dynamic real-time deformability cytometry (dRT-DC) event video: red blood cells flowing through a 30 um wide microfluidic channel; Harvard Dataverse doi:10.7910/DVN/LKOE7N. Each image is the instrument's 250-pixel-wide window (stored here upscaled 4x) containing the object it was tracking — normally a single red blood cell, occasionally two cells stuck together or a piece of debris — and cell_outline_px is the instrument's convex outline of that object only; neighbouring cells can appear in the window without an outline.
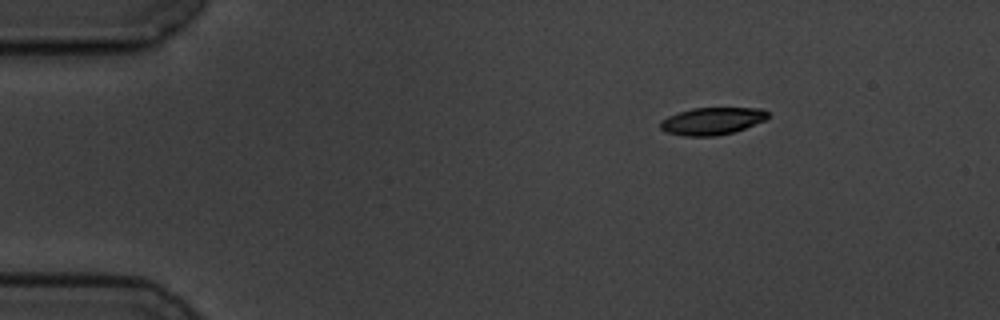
{"species": "common noctule bat (a hibernating species)", "species_latin": "Nyctalus noctula", "temperature_condition": "cold", "stored_images_in_passage": 4, "camera_frame_rate_fps": 3000, "um_per_image_px": 0.085, "animal": {"sex": "male", "body_mass_g": 19.5, "forearm_length_mm": 54.6}, "frame": {"image": 1, "passage_image": 1, "time_ms": 0.0, "image_size_px": [1000, 320], "cell_outline_px": [[768, 120], [732, 132], [716, 136], [684, 136], [668, 132], [660, 128], [660, 120], [668, 116], [692, 108], [764, 108], [768, 112]], "centroid_in_image_um": [60.56, 10.28], "position_along_channel_um": 24.4, "area_um2": 17.11}}
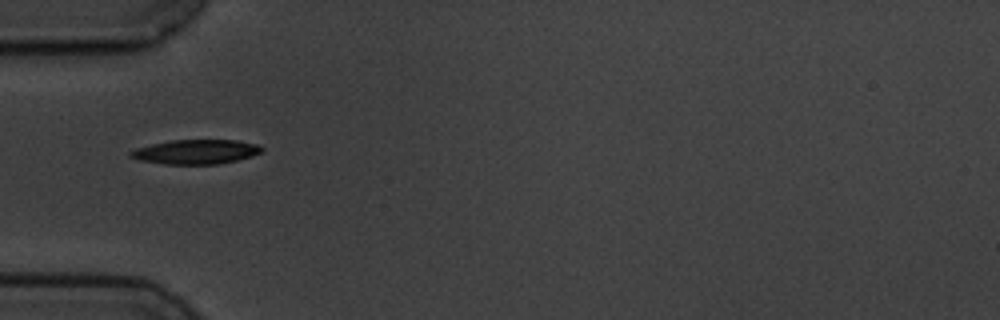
{"frame": {"image": 2, "passage_image": 4, "time_ms": 3.333, "image_size_px": [1000, 320], "cell_outline_px": [[264, 152], [252, 156], [236, 160], [216, 164], [164, 164], [140, 160], [128, 156], [128, 152], [136, 148], [152, 144], [172, 140], [236, 140], [256, 144], [264, 148]], "centroid_in_image_um": [16.65, 12.9], "position_along_channel_um": 68.3, "area_um2": 18.67}}